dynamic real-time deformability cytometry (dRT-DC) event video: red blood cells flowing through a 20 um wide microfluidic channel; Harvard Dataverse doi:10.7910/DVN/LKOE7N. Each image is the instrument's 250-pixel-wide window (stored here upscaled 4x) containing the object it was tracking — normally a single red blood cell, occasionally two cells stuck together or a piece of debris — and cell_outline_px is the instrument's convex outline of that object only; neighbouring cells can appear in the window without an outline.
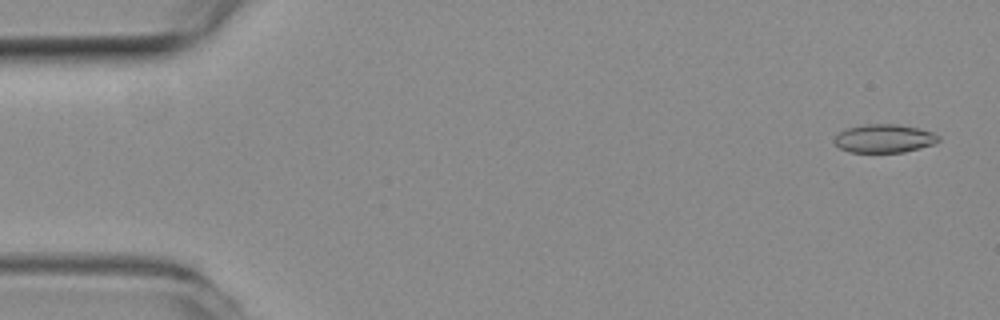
{"species": "common noctule bat (a hibernating species)", "species_latin": "Nyctalus noctula", "temperature_condition": "room temperature", "stored_images_in_passage": 57, "camera_frame_rate_fps": 3000, "um_per_image_px": 0.085, "animal": {"sex": "female", "body_mass_g": 19.3, "forearm_length_mm": 54.1}, "frame": {"image": 1, "passage_image": 3, "time_ms": 0.667, "image_size_px": [1000, 320], "cell_outline_px": [[940, 140], [932, 144], [920, 148], [904, 152], [848, 152], [840, 148], [832, 140], [844, 128], [864, 124], [900, 124], [932, 132], [940, 136]], "centroid_in_image_um": [75.13, 11.76], "position_along_channel_um": 9.9, "area_um2": 17.28}}
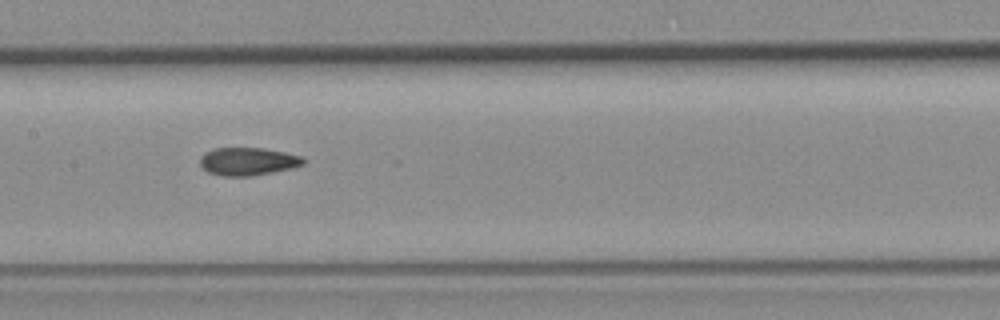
{"frame": {"image": 2, "passage_image": 28, "time_ms": 9.0, "image_size_px": [1000, 320], "cell_outline_px": [[304, 164], [292, 168], [252, 176], [220, 176], [208, 172], [200, 164], [200, 156], [204, 152], [212, 148], [264, 148], [284, 152], [300, 156], [304, 160]], "centroid_in_image_um": [21.03, 13.72], "position_along_channel_um": 186.4, "area_um2": 16.82}}
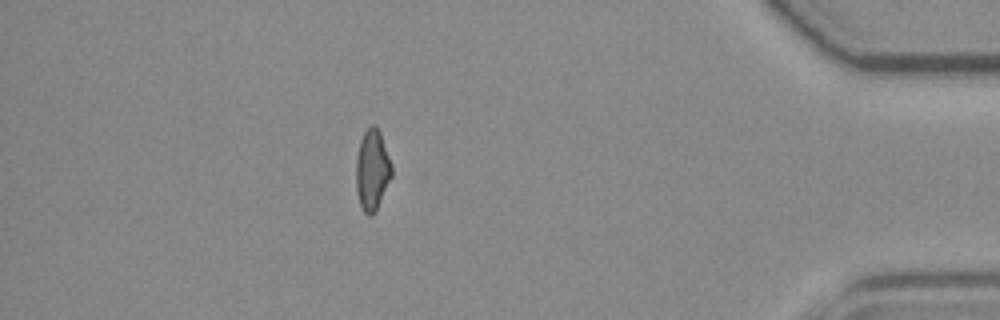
{"frame": {"image": 3, "passage_image": 50, "time_ms": 16.333, "image_size_px": [1000, 320], "cell_outline_px": [[392, 176], [376, 212], [372, 216], [368, 216], [364, 212], [360, 204], [356, 192], [356, 156], [360, 140], [364, 132], [372, 124], [376, 124], [380, 132], [392, 164]], "centroid_in_image_um": [31.64, 14.46], "position_along_channel_um": 403.6, "area_um2": 17.05}, "authors_computed_cell_mechanics": {"area_um2": 17.051, "velocity_mm_per_s": 3.6463, "shape_relaxation_time_tau1_ms": null, "shape_relaxation_time_tau2_ms": 2.661, "deformation_change_tau1": null, "deformation_change_tau2": 0.0889}}